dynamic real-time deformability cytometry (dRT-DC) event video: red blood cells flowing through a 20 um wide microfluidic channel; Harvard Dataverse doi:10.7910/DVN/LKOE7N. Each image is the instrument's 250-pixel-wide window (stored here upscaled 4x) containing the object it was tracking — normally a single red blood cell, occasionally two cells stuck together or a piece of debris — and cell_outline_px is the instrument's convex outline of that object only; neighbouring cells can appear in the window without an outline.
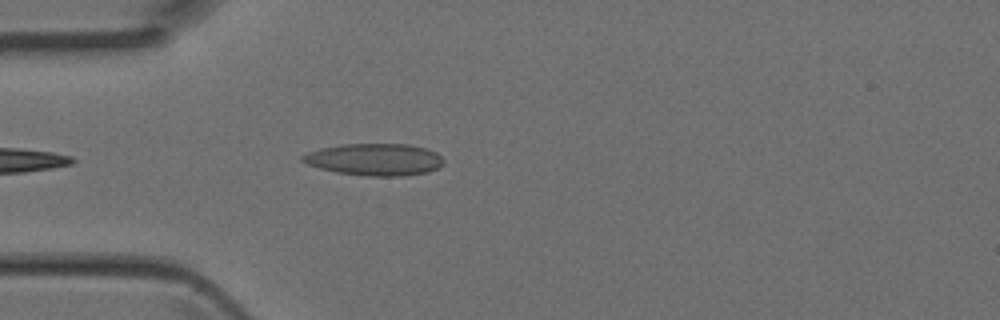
{"species": "Egyptian fruit bat (a non-hibernating species)", "species_latin": "Rousettus aegyptiacus", "temperature_condition": "room temperature", "stored_images_in_passage": 4, "camera_frame_rate_fps": 3000, "um_per_image_px": 0.085, "animal": {"sex": "female"}, "frame": {"image": 1, "passage_image": 4, "time_ms": 1.0, "image_size_px": [1000, 320], "cell_outline_px": [[444, 164], [428, 172], [400, 176], [368, 176], [336, 172], [320, 168], [308, 164], [300, 160], [300, 156], [308, 152], [320, 148], [340, 144], [408, 144], [424, 148], [436, 152], [444, 160]], "centroid_in_image_um": [31.83, 13.55], "position_along_channel_um": 53.2, "area_um2": 26.3}}